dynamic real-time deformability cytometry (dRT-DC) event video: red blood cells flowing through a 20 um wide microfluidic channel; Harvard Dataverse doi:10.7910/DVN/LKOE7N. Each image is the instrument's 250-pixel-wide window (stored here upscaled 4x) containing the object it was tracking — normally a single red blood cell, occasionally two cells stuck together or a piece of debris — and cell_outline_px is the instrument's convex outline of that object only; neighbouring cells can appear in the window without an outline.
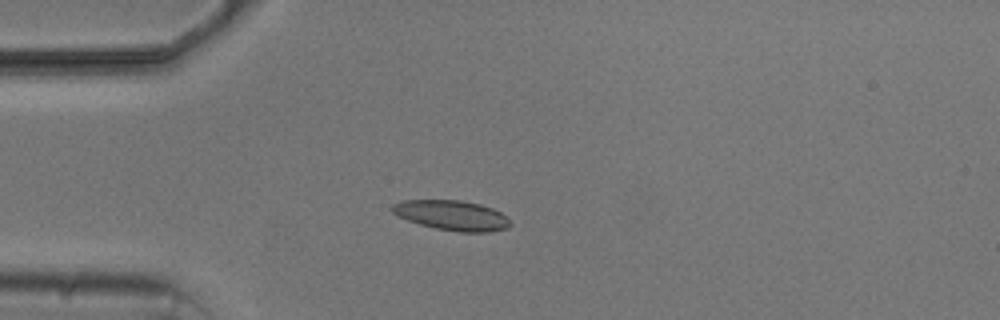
{"species": "common noctule bat (a hibernating species)", "species_latin": "Nyctalus noctula", "temperature_condition": "cold", "stored_images_in_passage": 5, "camera_frame_rate_fps": 3000, "um_per_image_px": 0.085, "animal": {"sex": "male", "body_mass_g": 20.5, "forearm_length_mm": 52.5}, "frame": {"image": 1, "passage_image": 5, "time_ms": 4.667, "image_size_px": [1000, 320], "cell_outline_px": [[512, 224], [508, 228], [488, 232], [460, 232], [436, 228], [420, 224], [408, 220], [392, 212], [392, 204], [404, 200], [460, 200], [480, 204], [492, 208], [508, 216], [512, 220]], "centroid_in_image_um": [38.48, 18.3], "position_along_channel_um": 46.5, "area_um2": 20.63}}